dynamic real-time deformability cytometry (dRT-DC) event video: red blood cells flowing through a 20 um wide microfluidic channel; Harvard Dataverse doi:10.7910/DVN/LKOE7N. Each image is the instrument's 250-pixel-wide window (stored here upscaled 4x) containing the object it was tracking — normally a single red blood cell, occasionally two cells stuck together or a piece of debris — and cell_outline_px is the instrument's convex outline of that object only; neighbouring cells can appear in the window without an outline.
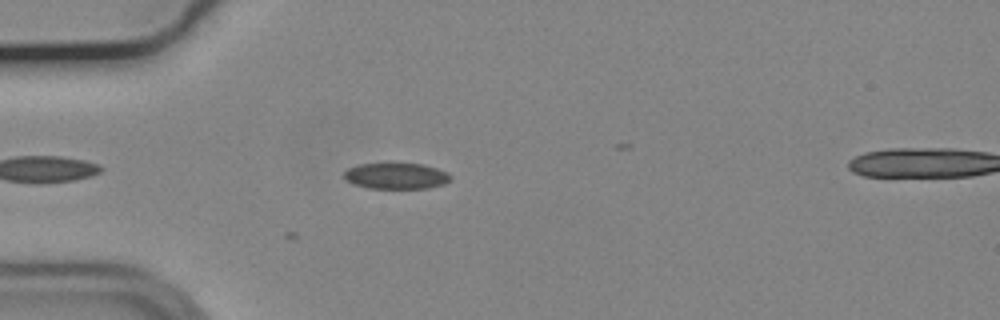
{"species": "common noctule bat (a hibernating species)", "species_latin": "Nyctalus noctula", "temperature_condition": "cold", "stored_images_in_passage": 6, "camera_frame_rate_fps": 3000, "um_per_image_px": 0.085, "animal": {"sex": "male", "body_mass_g": 19.2, "forearm_length_mm": 51.8}, "frame": {"image": 1, "passage_image": 6, "time_ms": 1.667, "image_size_px": [1000, 320], "cell_outline_px": [[452, 180], [444, 184], [428, 188], [368, 188], [352, 184], [344, 176], [344, 172], [348, 168], [360, 164], [388, 160], [424, 164], [448, 172], [452, 176]], "centroid_in_image_um": [33.69, 14.9], "position_along_channel_um": 51.3, "area_um2": 17.05}}